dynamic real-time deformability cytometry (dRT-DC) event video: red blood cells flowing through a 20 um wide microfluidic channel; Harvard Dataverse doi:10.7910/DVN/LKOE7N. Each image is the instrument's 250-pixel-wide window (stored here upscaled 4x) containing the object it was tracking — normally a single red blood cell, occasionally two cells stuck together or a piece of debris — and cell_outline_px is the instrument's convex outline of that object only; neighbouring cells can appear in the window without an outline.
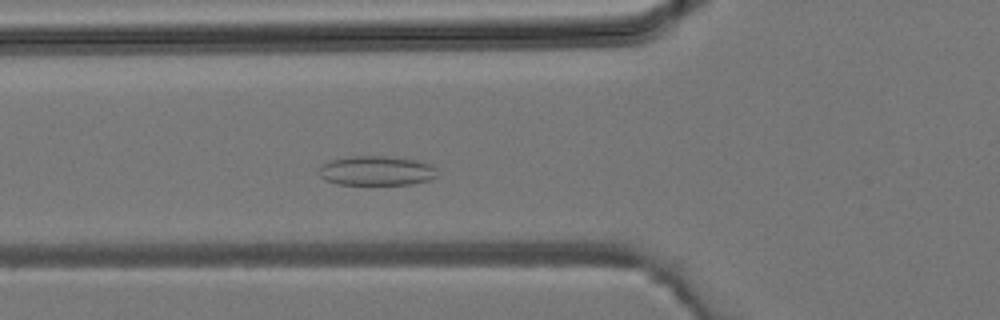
{"species": "common noctule bat (a hibernating species)", "species_latin": "Nyctalus noctula", "temperature_condition": "room temperature", "stored_images_in_passage": 35, "camera_frame_rate_fps": 3000, "um_per_image_px": 0.085, "animal": {"sex": "male", "body_mass_g": 19.2, "forearm_length_mm": 51.8}, "frame": {"image": 1, "passage_image": 10, "time_ms": 3.0, "image_size_px": [1000, 320], "cell_outline_px": [[436, 176], [428, 180], [412, 184], [340, 184], [324, 180], [320, 176], [320, 164], [328, 160], [348, 156], [388, 156], [416, 160], [432, 164], [436, 168]], "centroid_in_image_um": [31.98, 14.5], "position_along_channel_um": 93.8, "area_um2": 20.46}}
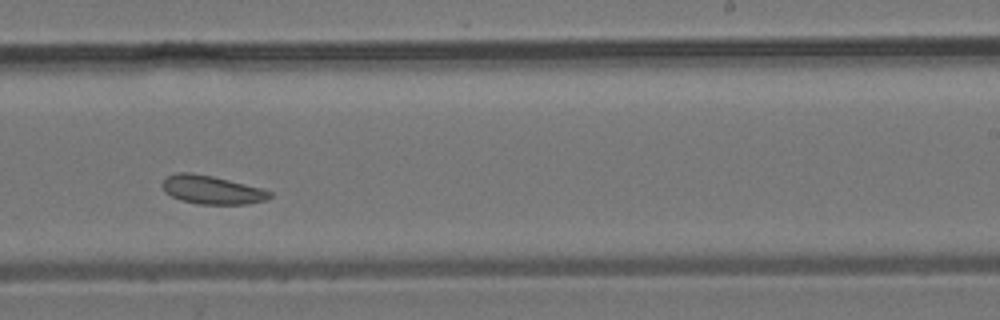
{"frame": {"image": 2, "passage_image": 20, "time_ms": 6.333, "image_size_px": [1000, 320], "cell_outline_px": [[272, 196], [268, 200], [248, 204], [196, 204], [180, 200], [164, 192], [160, 184], [164, 176], [176, 172], [192, 172], [212, 176], [260, 188], [272, 192]], "centroid_in_image_um": [17.94, 16.13], "position_along_channel_um": 271.1, "area_um2": 18.09}}
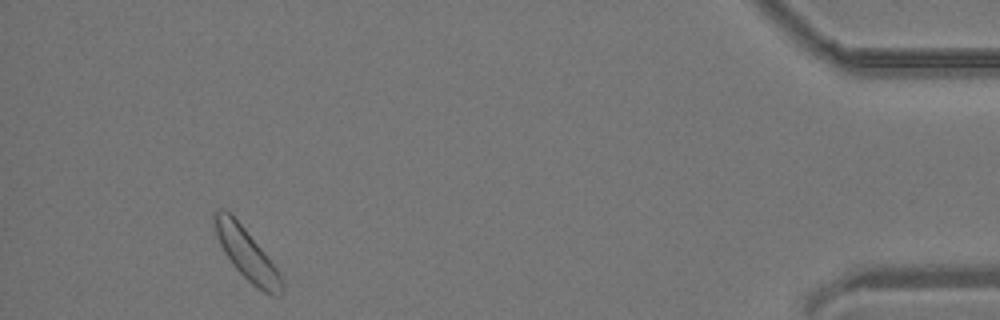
{"frame": {"image": 3, "passage_image": 32, "time_ms": 10.333, "image_size_px": [1000, 320], "cell_outline_px": [[284, 292], [280, 296], [272, 296], [264, 292], [252, 284], [232, 264], [224, 252], [216, 236], [212, 220], [212, 212], [216, 208], [224, 208], [244, 228], [264, 252], [276, 268], [284, 284]], "centroid_in_image_um": [20.94, 21.58], "position_along_channel_um": 414.3, "area_um2": 20.0}}